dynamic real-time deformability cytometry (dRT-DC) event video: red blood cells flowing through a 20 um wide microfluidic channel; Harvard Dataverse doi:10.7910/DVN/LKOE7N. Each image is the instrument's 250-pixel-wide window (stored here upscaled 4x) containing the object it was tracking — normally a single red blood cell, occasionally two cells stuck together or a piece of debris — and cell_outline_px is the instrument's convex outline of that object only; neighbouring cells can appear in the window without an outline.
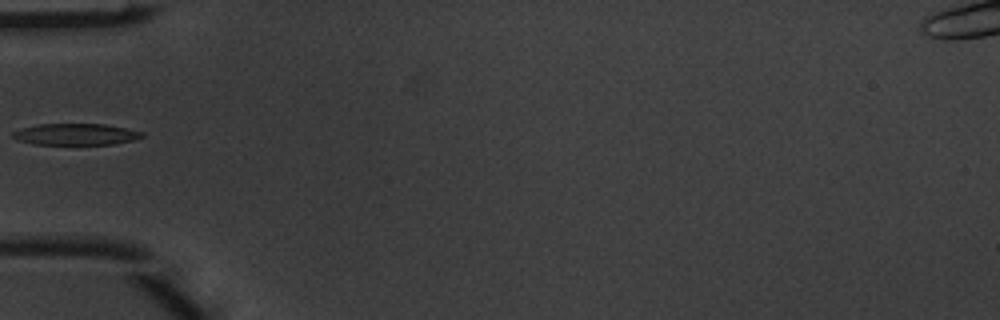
{"species": "common noctule bat (a hibernating species)", "species_latin": "Nyctalus noctula", "temperature_condition": "warm", "stored_images_in_passage": 5, "camera_frame_rate_fps": 3000, "um_per_image_px": 0.085, "animal": {"sex": "male", "body_mass_g": 20.1, "forearm_length_mm": 53.5}, "frame": {"image": 1, "passage_image": 5, "time_ms": 1.333, "image_size_px": [1000, 320], "cell_outline_px": [[144, 136], [132, 140], [116, 144], [32, 144], [16, 140], [12, 136], [12, 132], [20, 128], [36, 124], [104, 124], [144, 132]], "centroid_in_image_um": [6.39, 11.41], "position_along_channel_um": 78.6, "area_um2": 16.18}}